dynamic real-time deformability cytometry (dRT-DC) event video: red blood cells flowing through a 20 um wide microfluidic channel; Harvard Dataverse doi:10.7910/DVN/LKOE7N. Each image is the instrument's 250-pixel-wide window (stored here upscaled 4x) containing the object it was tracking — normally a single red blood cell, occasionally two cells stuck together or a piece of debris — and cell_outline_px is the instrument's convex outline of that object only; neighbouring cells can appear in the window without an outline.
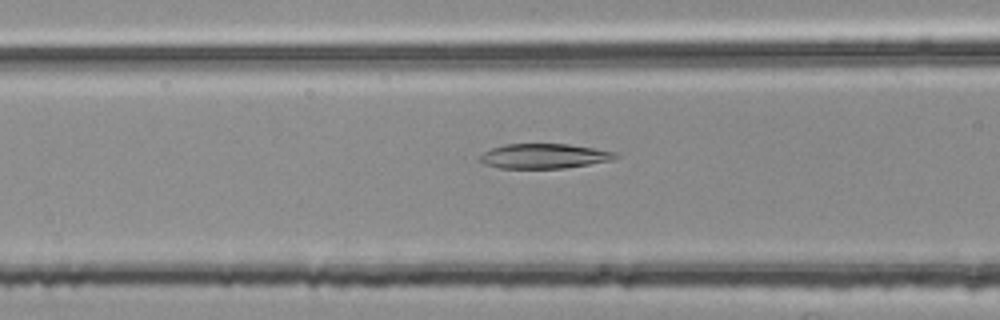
{"species": "common noctule bat (a hibernating species)", "species_latin": "Nyctalus noctula", "temperature_condition": "room temperature", "stored_images_in_passage": 39, "camera_frame_rate_fps": 3000, "um_per_image_px": 0.085, "animal": {"sex": "female", "body_mass_g": 25.1}, "frame": {"image": 1, "passage_image": 7, "time_ms": 2.0, "image_size_px": [1000, 320], "cell_outline_px": [[620, 156], [608, 160], [588, 164], [564, 168], [500, 168], [484, 164], [476, 160], [476, 156], [492, 148], [504, 144], [568, 144], [620, 152]], "centroid_in_image_um": [46.2, 13.26], "position_along_channel_um": 120.4, "area_um2": 19.71}}
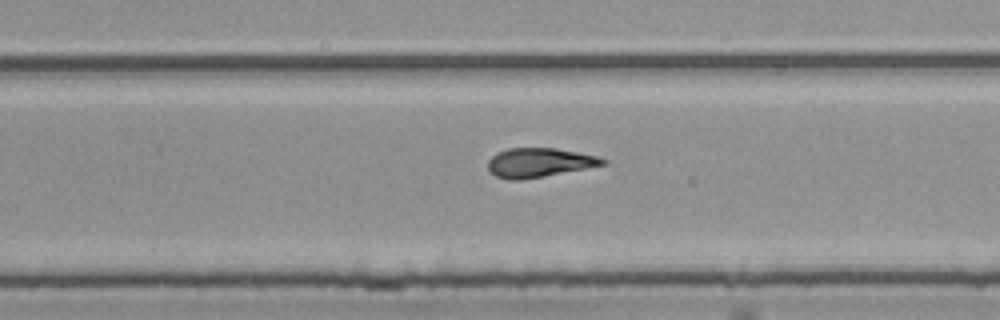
{"frame": {"image": 2, "passage_image": 20, "time_ms": 6.333, "image_size_px": [1000, 320], "cell_outline_px": [[608, 164], [544, 176], [520, 180], [508, 180], [496, 176], [488, 168], [488, 160], [496, 152], [508, 148], [556, 148], [596, 156], [608, 160]], "centroid_in_image_um": [45.82, 13.82], "position_along_channel_um": 284.0, "area_um2": 19.48}}
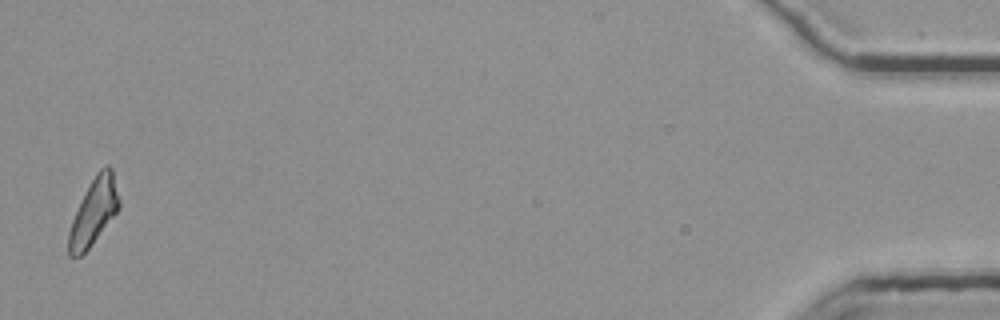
{"frame": {"image": 3, "passage_image": 39, "time_ms": 12.667, "image_size_px": [1000, 320], "cell_outline_px": [[120, 204], [116, 212], [92, 244], [80, 256], [68, 256], [68, 232], [72, 220], [96, 172], [104, 164], [108, 164], [112, 168], [120, 200]], "centroid_in_image_um": [7.98, 17.98], "position_along_channel_um": 427.2, "area_um2": 19.02}, "authors_computed_cell_mechanics": {"area_um2": 19.7098, "velocity_mm_per_s": 3.7768, "shape_relaxation_time_tau1_ms": null, "shape_relaxation_time_tau2_ms": 2.5098, "deformation_change_tau1": null, "deformation_change_tau2": 0.1088}}